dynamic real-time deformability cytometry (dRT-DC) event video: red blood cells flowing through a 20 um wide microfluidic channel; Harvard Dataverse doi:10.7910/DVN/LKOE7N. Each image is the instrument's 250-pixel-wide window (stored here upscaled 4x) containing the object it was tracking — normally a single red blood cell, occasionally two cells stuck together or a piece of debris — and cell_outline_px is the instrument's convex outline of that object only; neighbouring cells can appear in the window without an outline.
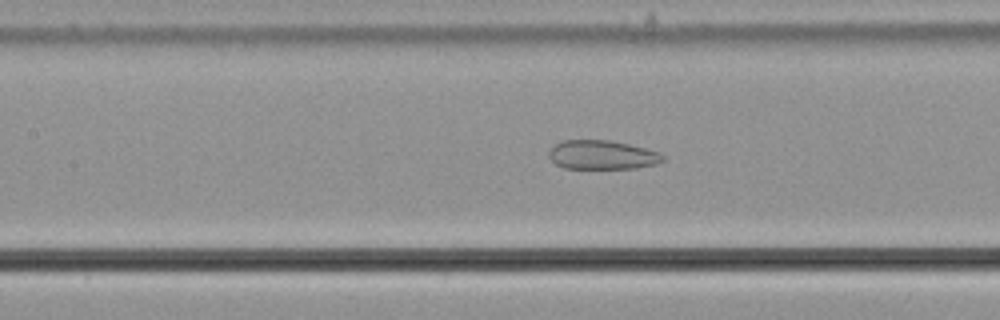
{"species": "common noctule bat (a hibernating species)", "species_latin": "Nyctalus noctula", "temperature_condition": "cold", "stored_images_in_passage": 12, "camera_frame_rate_fps": 3000, "um_per_image_px": 0.085, "animal": {"sex": "male", "body_mass_g": 21.5, "forearm_length_mm": 52.0}, "frame": {"image": 1, "passage_image": 10, "time_ms": 3.0, "image_size_px": [1000, 320], "cell_outline_px": [[664, 160], [656, 164], [636, 168], [564, 168], [556, 164], [548, 156], [548, 152], [556, 144], [564, 140], [608, 140], [628, 144], [660, 152], [664, 156]], "centroid_in_image_um": [51.19, 13.17], "position_along_channel_um": 156.2, "area_um2": 19.13}}